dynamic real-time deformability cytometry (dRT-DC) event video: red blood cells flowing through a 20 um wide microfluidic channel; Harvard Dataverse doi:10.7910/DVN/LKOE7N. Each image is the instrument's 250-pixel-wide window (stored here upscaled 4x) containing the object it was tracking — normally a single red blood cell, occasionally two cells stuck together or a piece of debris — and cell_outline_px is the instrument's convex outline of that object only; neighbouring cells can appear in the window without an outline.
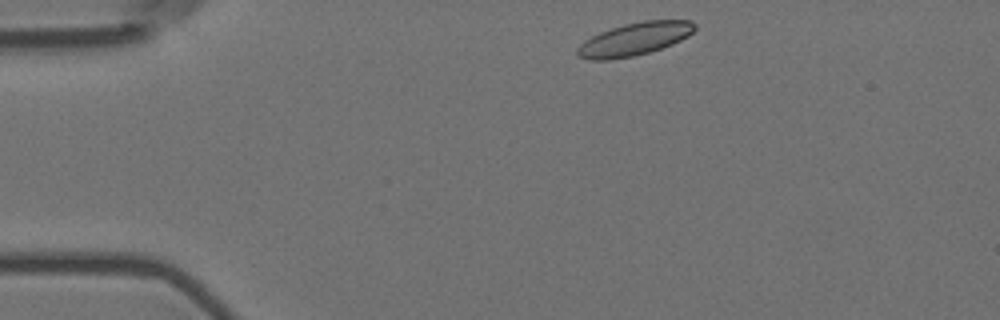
{"species": "Egyptian fruit bat (a non-hibernating species)", "species_latin": "Rousettus aegyptiacus", "temperature_condition": "room temperature", "stored_images_in_passage": 6, "camera_frame_rate_fps": 3000, "um_per_image_px": 0.085, "animal": {"sex": "female"}, "frame": {"image": 1, "passage_image": 1, "time_ms": 0.0, "image_size_px": [1000, 320], "cell_outline_px": [[696, 28], [688, 36], [672, 44], [648, 52], [632, 56], [612, 60], [588, 60], [580, 56], [576, 52], [576, 48], [584, 40], [600, 32], [624, 24], [644, 20], [688, 20], [696, 24]], "centroid_in_image_um": [53.91, 3.32], "position_along_channel_um": 31.1, "area_um2": 22.37}}
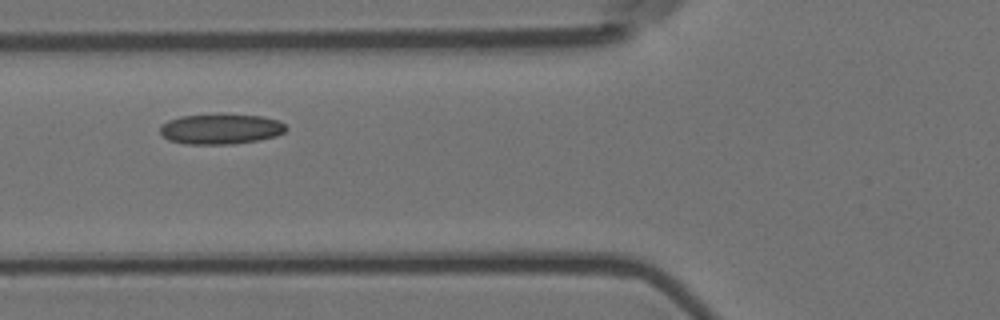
{"frame": {"image": 2, "passage_image": 4, "time_ms": 1.0, "image_size_px": [1000, 320], "cell_outline_px": [[288, 128], [284, 132], [276, 136], [260, 140], [232, 144], [184, 144], [168, 140], [160, 132], [160, 124], [168, 120], [180, 116], [216, 112], [224, 112], [264, 116], [276, 120], [284, 124]], "centroid_in_image_um": [18.75, 10.92], "position_along_channel_um": 107.1, "area_um2": 23.12}}
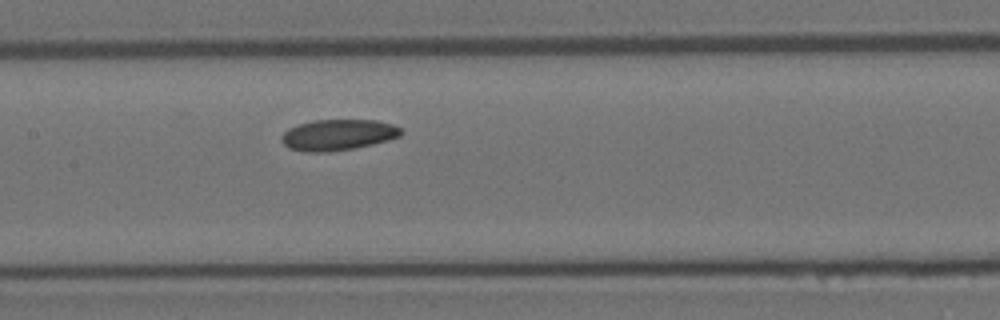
{"frame": {"image": 3, "passage_image": 6, "time_ms": 1.667, "image_size_px": [1000, 320], "cell_outline_px": [[400, 136], [388, 140], [372, 144], [352, 148], [328, 152], [308, 152], [288, 148], [280, 140], [280, 136], [288, 128], [300, 124], [316, 120], [376, 120], [392, 124], [400, 128]], "centroid_in_image_um": [28.69, 11.46], "position_along_channel_um": 178.7, "area_um2": 21.39}}